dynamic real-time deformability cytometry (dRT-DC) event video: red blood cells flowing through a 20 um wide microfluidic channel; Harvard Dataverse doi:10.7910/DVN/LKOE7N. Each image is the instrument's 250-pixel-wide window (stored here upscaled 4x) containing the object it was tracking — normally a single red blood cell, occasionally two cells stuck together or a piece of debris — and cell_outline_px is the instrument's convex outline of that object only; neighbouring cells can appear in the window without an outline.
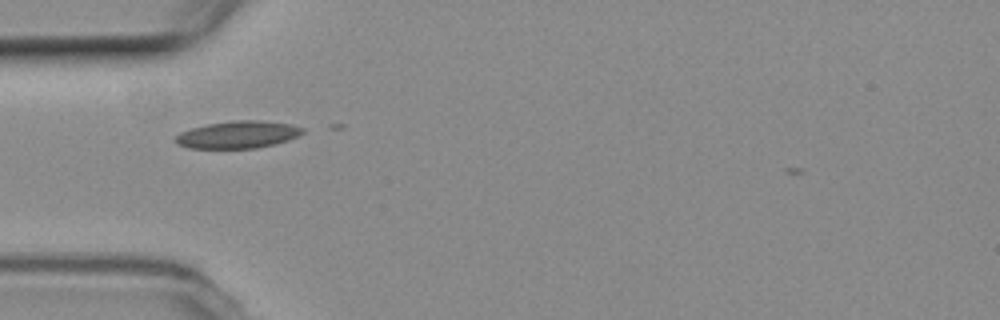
{"species": "common noctule bat (a hibernating species)", "species_latin": "Nyctalus noctula", "temperature_condition": "room temperature", "stored_images_in_passage": 6, "camera_frame_rate_fps": 3000, "um_per_image_px": 0.085, "animal": {"sex": "female", "body_mass_g": 19.3, "forearm_length_mm": 54.1}, "frame": {"image": 1, "passage_image": 3, "time_ms": 0.667, "image_size_px": [1000, 320], "cell_outline_px": [[304, 132], [300, 136], [276, 144], [256, 148], [188, 148], [176, 144], [172, 140], [180, 132], [192, 128], [208, 124], [232, 120], [260, 120], [292, 124], [304, 128]], "centroid_in_image_um": [20.23, 11.44], "position_along_channel_um": 64.8, "area_um2": 20.46}}